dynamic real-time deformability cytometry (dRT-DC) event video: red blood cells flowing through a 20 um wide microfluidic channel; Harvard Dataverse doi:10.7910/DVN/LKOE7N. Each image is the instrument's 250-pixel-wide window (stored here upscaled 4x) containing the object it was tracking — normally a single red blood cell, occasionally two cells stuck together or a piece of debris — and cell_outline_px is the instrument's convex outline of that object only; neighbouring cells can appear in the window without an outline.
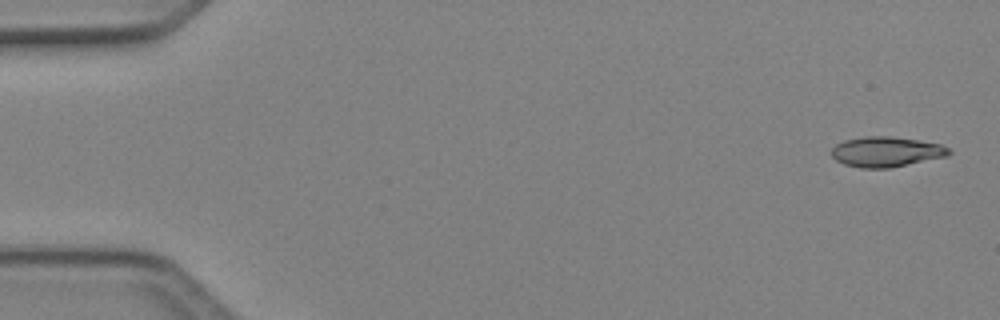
{"species": "Egyptian fruit bat (a non-hibernating species)", "species_latin": "Rousettus aegyptiacus", "temperature_condition": "cold", "stored_images_in_passage": 6, "camera_frame_rate_fps": 3000, "um_per_image_px": 0.085, "animal": {"sex": "female"}, "frame": {"image": 1, "passage_image": 1, "time_ms": 0.0, "image_size_px": [1000, 320], "cell_outline_px": [[952, 152], [948, 156], [888, 168], [860, 168], [844, 164], [836, 160], [832, 156], [832, 148], [836, 144], [844, 140], [864, 136], [892, 136], [920, 140], [940, 144], [948, 148]], "centroid_in_image_um": [75.32, 12.89], "position_along_channel_um": 9.7, "area_um2": 20.69}}
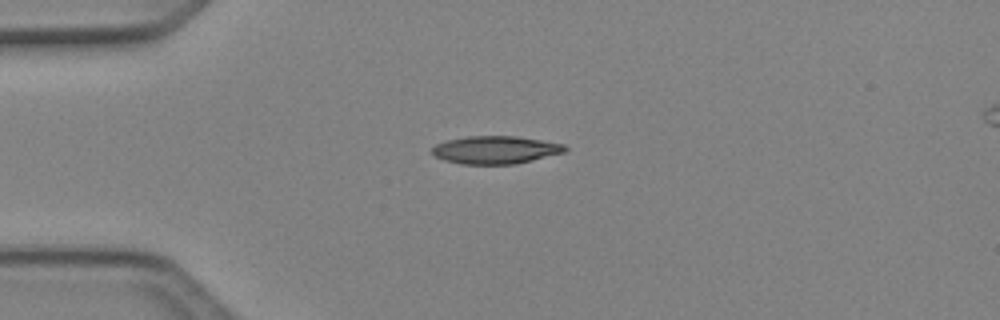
{"frame": {"image": 2, "passage_image": 4, "time_ms": 1.0, "image_size_px": [1000, 320], "cell_outline_px": [[568, 148], [564, 152], [516, 164], [460, 164], [444, 160], [436, 156], [432, 152], [432, 148], [436, 144], [448, 140], [468, 136], [516, 136], [564, 144]], "centroid_in_image_um": [42.11, 12.74], "position_along_channel_um": 42.9, "area_um2": 21.39}}
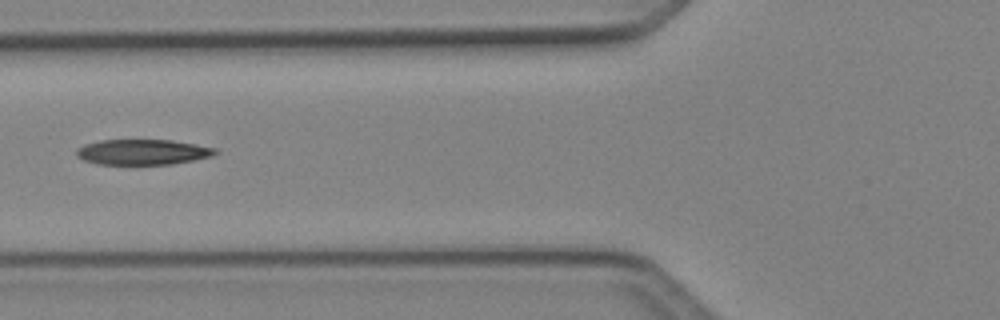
{"frame": {"image": 3, "passage_image": 6, "time_ms": 1.667, "image_size_px": [1000, 320], "cell_outline_px": [[220, 152], [212, 156], [172, 164], [96, 164], [84, 160], [76, 156], [76, 148], [84, 144], [100, 140], [172, 140], [196, 144], [216, 148]], "centroid_in_image_um": [12.12, 12.92], "position_along_channel_um": 113.7, "area_um2": 20.63}}